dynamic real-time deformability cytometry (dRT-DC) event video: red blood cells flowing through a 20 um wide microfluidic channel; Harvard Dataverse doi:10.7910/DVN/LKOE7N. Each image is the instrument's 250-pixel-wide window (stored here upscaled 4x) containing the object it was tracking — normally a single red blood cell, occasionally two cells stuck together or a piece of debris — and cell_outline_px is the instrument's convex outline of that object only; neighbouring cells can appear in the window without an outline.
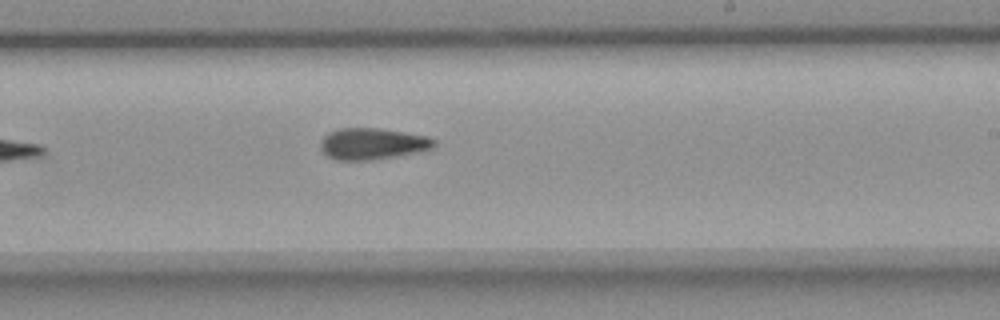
{"species": "common noctule bat (a hibernating species)", "species_latin": "Nyctalus noctula", "temperature_condition": "room temperature", "stored_images_in_passage": 9, "camera_frame_rate_fps": 3000, "um_per_image_px": 0.085, "animal": {"sex": "female", "body_mass_g": 18.4}, "frame": {"image": 1, "passage_image": 9, "time_ms": 10.333, "image_size_px": [1000, 320], "cell_outline_px": [[436, 148], [420, 152], [372, 160], [336, 160], [328, 156], [320, 148], [320, 140], [328, 132], [340, 128], [376, 128], [404, 132], [428, 136], [436, 140]], "centroid_in_image_um": [31.69, 12.22], "position_along_channel_um": 257.3, "area_um2": 21.04}}